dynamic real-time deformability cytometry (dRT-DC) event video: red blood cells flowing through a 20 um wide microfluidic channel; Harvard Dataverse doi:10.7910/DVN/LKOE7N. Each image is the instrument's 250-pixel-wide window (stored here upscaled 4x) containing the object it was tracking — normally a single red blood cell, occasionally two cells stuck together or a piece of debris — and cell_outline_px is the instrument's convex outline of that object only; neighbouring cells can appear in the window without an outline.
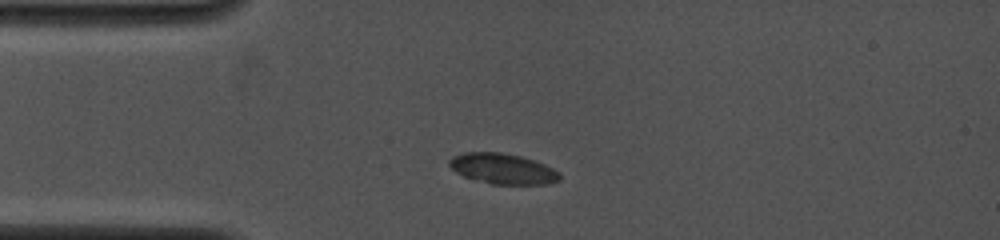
{"species": "common noctule bat (a hibernating species)", "species_latin": "Nyctalus noctula", "temperature_condition": "cold", "stored_images_in_passage": 13, "camera_frame_rate_fps": 4000, "um_per_image_px": 0.085, "animal": {"sex": "female", "body_mass_g": 19.0, "forearm_length_mm": 53.3}, "frame": {"image": 1, "passage_image": 1, "time_ms": 0.0, "image_size_px": [1000, 240], "cell_outline_px": [[560, 180], [548, 184], [492, 184], [472, 180], [456, 172], [448, 164], [448, 160], [452, 156], [464, 152], [500, 152], [520, 156], [544, 164], [560, 172]], "centroid_in_image_um": [42.7, 14.34], "position_along_channel_um": 42.3, "area_um2": 19.71}}
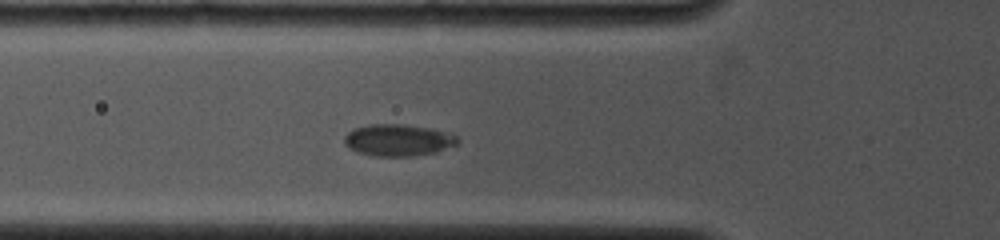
{"frame": {"image": 2, "passage_image": 6, "time_ms": 1.75, "image_size_px": [1000, 240], "cell_outline_px": [[460, 140], [456, 144], [436, 152], [412, 156], [376, 156], [360, 152], [348, 148], [344, 144], [344, 136], [348, 132], [356, 128], [368, 124], [404, 124], [428, 128], [444, 132], [456, 136]], "centroid_in_image_um": [33.81, 11.91], "position_along_channel_um": 92.0, "area_um2": 20.75}}
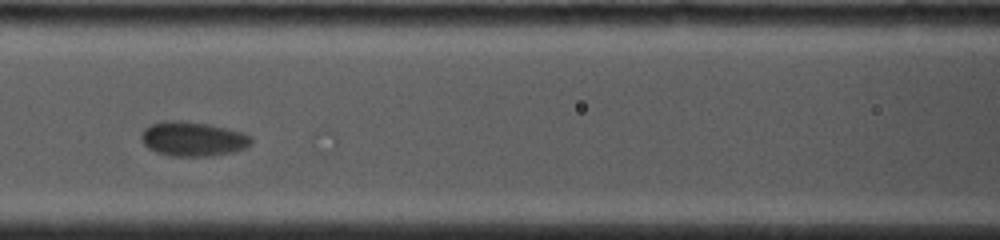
{"frame": {"image": 3, "passage_image": 11, "time_ms": 3.25, "image_size_px": [1000, 240], "cell_outline_px": [[252, 140], [244, 148], [232, 152], [208, 156], [176, 156], [156, 152], [148, 148], [140, 140], [140, 136], [144, 128], [152, 124], [164, 120], [184, 120], [208, 124], [244, 132]], "centroid_in_image_um": [16.34, 11.79], "position_along_channel_um": 150.3, "area_um2": 22.02}}